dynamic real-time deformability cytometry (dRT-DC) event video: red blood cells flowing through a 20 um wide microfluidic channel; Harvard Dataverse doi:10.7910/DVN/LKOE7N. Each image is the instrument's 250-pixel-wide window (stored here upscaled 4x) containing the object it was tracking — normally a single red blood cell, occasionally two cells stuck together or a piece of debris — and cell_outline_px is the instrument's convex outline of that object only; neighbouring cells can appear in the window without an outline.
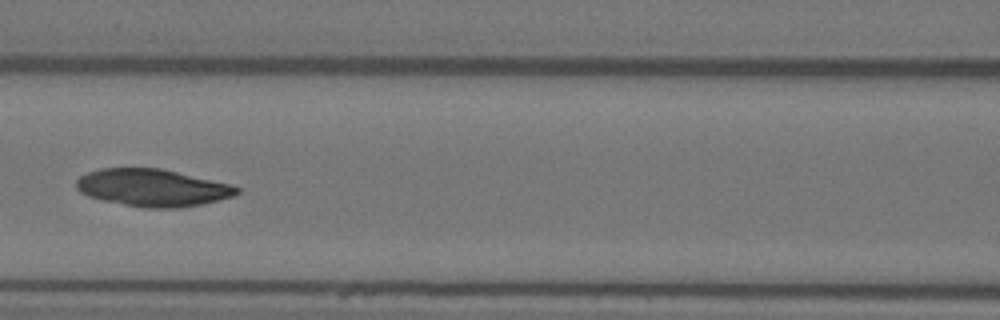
{"species": "Egyptian fruit bat (a non-hibernating species)", "species_latin": "Rousettus aegyptiacus", "temperature_condition": "warm", "stored_images_in_passage": 7, "camera_frame_rate_fps": 3000, "um_per_image_px": 0.085, "animal": {"sex": "female"}, "frame": {"image": 1, "passage_image": 7, "time_ms": 2.0, "image_size_px": [1000, 320], "cell_outline_px": [[240, 192], [232, 196], [200, 204], [176, 208], [144, 208], [104, 200], [88, 196], [80, 192], [76, 188], [76, 180], [80, 176], [88, 172], [100, 168], [160, 168], [232, 184], [240, 188]], "centroid_in_image_um": [12.95, 15.95], "position_along_channel_um": 153.6, "area_um2": 34.74}}